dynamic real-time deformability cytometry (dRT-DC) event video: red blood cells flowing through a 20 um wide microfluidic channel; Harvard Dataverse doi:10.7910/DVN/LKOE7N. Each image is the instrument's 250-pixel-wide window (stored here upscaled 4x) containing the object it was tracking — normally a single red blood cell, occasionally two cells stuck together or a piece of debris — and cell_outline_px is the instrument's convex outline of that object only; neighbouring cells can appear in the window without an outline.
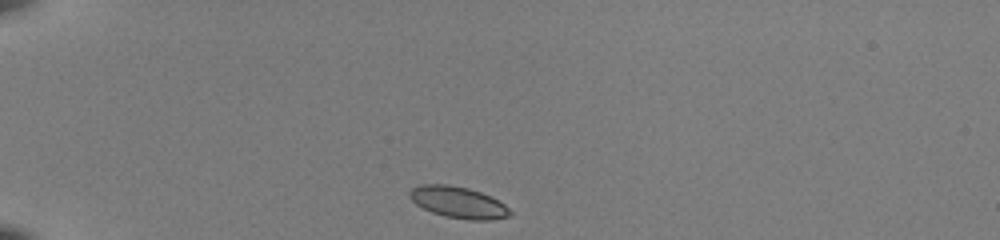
{"species": "common noctule bat (a hibernating species)", "species_latin": "Nyctalus noctula", "temperature_condition": "room temperature", "stored_images_in_passage": 39, "camera_frame_rate_fps": 3000, "um_per_image_px": 0.085, "animal": {"sex": "female", "body_mass_g": 22.0, "forearm_length_mm": 56.7}, "frame": {"image": 1, "passage_image": 1, "time_ms": 0.0, "image_size_px": [1000, 240], "cell_outline_px": [[512, 212], [508, 216], [492, 220], [468, 220], [444, 216], [432, 212], [416, 204], [408, 196], [408, 192], [412, 188], [420, 184], [448, 184], [468, 188], [480, 192], [504, 204]], "centroid_in_image_um": [38.92, 17.2], "position_along_channel_um": 46.1, "area_um2": 18.32}}
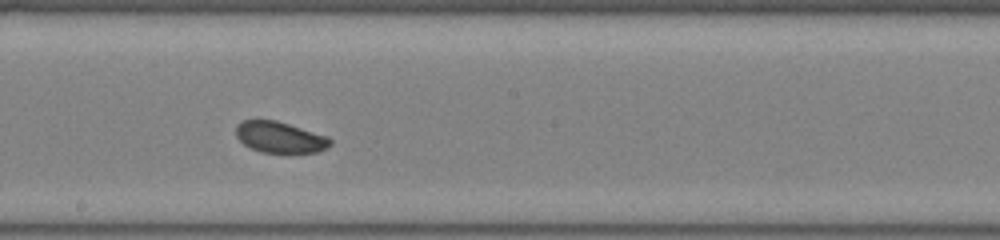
{"frame": {"image": 2, "passage_image": 18, "time_ms": 5.667, "image_size_px": [1000, 240], "cell_outline_px": [[332, 144], [328, 148], [316, 152], [260, 152], [244, 144], [236, 136], [236, 124], [244, 120], [276, 120], [328, 136], [332, 140]], "centroid_in_image_um": [23.81, 11.66], "position_along_channel_um": 224.4, "area_um2": 17.05}}
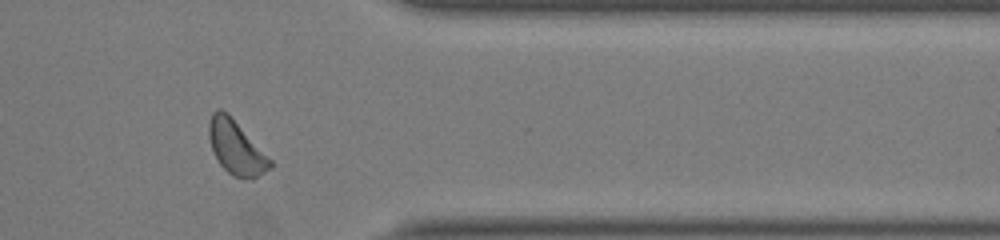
{"frame": {"image": 3, "passage_image": 31, "time_ms": 10.0, "image_size_px": [1000, 240], "cell_outline_px": [[272, 168], [252, 180], [232, 176], [220, 164], [212, 148], [208, 136], [208, 124], [212, 112], [216, 108], [220, 108], [228, 112], [272, 160]], "centroid_in_image_um": [20.07, 12.52], "position_along_channel_um": 391.3, "area_um2": 19.42}, "authors_computed_cell_mechanics": {"area_um2": 18.3226, "velocity_mm_per_s": 3.9603, "shape_relaxation_time_tau1_ms": 1.3198, "shape_relaxation_time_tau2_ms": 1.7127, "deformation_change_tau1": 0.0374, "deformation_change_tau2": 0.0577}}